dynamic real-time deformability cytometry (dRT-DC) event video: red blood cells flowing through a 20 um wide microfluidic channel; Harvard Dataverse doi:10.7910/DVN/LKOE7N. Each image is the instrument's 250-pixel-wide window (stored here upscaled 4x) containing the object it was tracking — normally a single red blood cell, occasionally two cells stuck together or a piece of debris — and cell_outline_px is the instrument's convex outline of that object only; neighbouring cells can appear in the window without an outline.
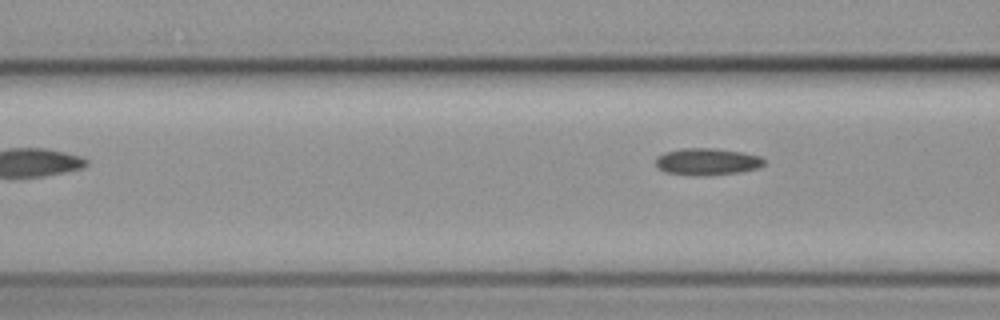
{"species": "common noctule bat (a hibernating species)", "species_latin": "Nyctalus noctula", "temperature_condition": "cold", "stored_images_in_passage": 3, "camera_frame_rate_fps": 3000, "um_per_image_px": 0.085, "animal": {"sex": "female", "body_mass_g": 19.3, "forearm_length_mm": 54.1}, "frame": {"image": 1, "passage_image": 3, "time_ms": 2.333, "image_size_px": [1000, 320], "cell_outline_px": [[764, 164], [760, 168], [740, 172], [704, 176], [692, 176], [664, 172], [656, 164], [656, 156], [664, 152], [680, 148], [716, 148], [744, 152], [760, 156], [764, 160]], "centroid_in_image_um": [60.11, 13.74], "position_along_channel_um": 106.5, "area_um2": 17.34}}